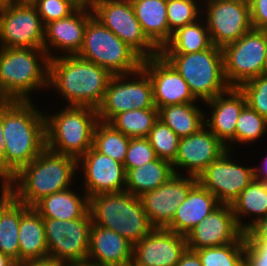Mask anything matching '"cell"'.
<instances>
[{"label": "cell", "instance_id": "5", "mask_svg": "<svg viewBox=\"0 0 267 266\" xmlns=\"http://www.w3.org/2000/svg\"><path fill=\"white\" fill-rule=\"evenodd\" d=\"M88 211L94 225L117 232L133 245L154 229L140 198L127 191L89 197Z\"/></svg>", "mask_w": 267, "mask_h": 266}, {"label": "cell", "instance_id": "6", "mask_svg": "<svg viewBox=\"0 0 267 266\" xmlns=\"http://www.w3.org/2000/svg\"><path fill=\"white\" fill-rule=\"evenodd\" d=\"M44 117L46 148L79 160L92 147L97 109L66 106Z\"/></svg>", "mask_w": 267, "mask_h": 266}, {"label": "cell", "instance_id": "24", "mask_svg": "<svg viewBox=\"0 0 267 266\" xmlns=\"http://www.w3.org/2000/svg\"><path fill=\"white\" fill-rule=\"evenodd\" d=\"M133 244L113 230L92 223L87 260L103 266H131Z\"/></svg>", "mask_w": 267, "mask_h": 266}, {"label": "cell", "instance_id": "54", "mask_svg": "<svg viewBox=\"0 0 267 266\" xmlns=\"http://www.w3.org/2000/svg\"><path fill=\"white\" fill-rule=\"evenodd\" d=\"M36 0H6L7 4H34Z\"/></svg>", "mask_w": 267, "mask_h": 266}, {"label": "cell", "instance_id": "40", "mask_svg": "<svg viewBox=\"0 0 267 266\" xmlns=\"http://www.w3.org/2000/svg\"><path fill=\"white\" fill-rule=\"evenodd\" d=\"M239 88L244 93L247 104L267 119V72L250 79Z\"/></svg>", "mask_w": 267, "mask_h": 266}, {"label": "cell", "instance_id": "26", "mask_svg": "<svg viewBox=\"0 0 267 266\" xmlns=\"http://www.w3.org/2000/svg\"><path fill=\"white\" fill-rule=\"evenodd\" d=\"M74 188L55 192L51 195L44 196L36 202L32 208L43 219L74 220L82 218L89 210V197L82 190L73 191Z\"/></svg>", "mask_w": 267, "mask_h": 266}, {"label": "cell", "instance_id": "23", "mask_svg": "<svg viewBox=\"0 0 267 266\" xmlns=\"http://www.w3.org/2000/svg\"><path fill=\"white\" fill-rule=\"evenodd\" d=\"M211 109L206 116L205 126L226 146L234 151L236 123L240 112L247 104L244 93L238 87H230L227 91L204 103ZM209 106V107H208ZM210 115V117H209Z\"/></svg>", "mask_w": 267, "mask_h": 266}, {"label": "cell", "instance_id": "49", "mask_svg": "<svg viewBox=\"0 0 267 266\" xmlns=\"http://www.w3.org/2000/svg\"><path fill=\"white\" fill-rule=\"evenodd\" d=\"M5 155V140L3 137V101H0V168L3 171V157Z\"/></svg>", "mask_w": 267, "mask_h": 266}, {"label": "cell", "instance_id": "32", "mask_svg": "<svg viewBox=\"0 0 267 266\" xmlns=\"http://www.w3.org/2000/svg\"><path fill=\"white\" fill-rule=\"evenodd\" d=\"M210 34L203 18L176 29L160 54H189L212 46Z\"/></svg>", "mask_w": 267, "mask_h": 266}, {"label": "cell", "instance_id": "56", "mask_svg": "<svg viewBox=\"0 0 267 266\" xmlns=\"http://www.w3.org/2000/svg\"><path fill=\"white\" fill-rule=\"evenodd\" d=\"M8 176L0 168V183L4 182Z\"/></svg>", "mask_w": 267, "mask_h": 266}, {"label": "cell", "instance_id": "36", "mask_svg": "<svg viewBox=\"0 0 267 266\" xmlns=\"http://www.w3.org/2000/svg\"><path fill=\"white\" fill-rule=\"evenodd\" d=\"M202 266H244L245 242L194 250Z\"/></svg>", "mask_w": 267, "mask_h": 266}, {"label": "cell", "instance_id": "38", "mask_svg": "<svg viewBox=\"0 0 267 266\" xmlns=\"http://www.w3.org/2000/svg\"><path fill=\"white\" fill-rule=\"evenodd\" d=\"M146 138L158 158L171 164L175 161L180 138L169 126L158 119Z\"/></svg>", "mask_w": 267, "mask_h": 266}, {"label": "cell", "instance_id": "58", "mask_svg": "<svg viewBox=\"0 0 267 266\" xmlns=\"http://www.w3.org/2000/svg\"><path fill=\"white\" fill-rule=\"evenodd\" d=\"M6 0H0V4L4 3Z\"/></svg>", "mask_w": 267, "mask_h": 266}, {"label": "cell", "instance_id": "57", "mask_svg": "<svg viewBox=\"0 0 267 266\" xmlns=\"http://www.w3.org/2000/svg\"><path fill=\"white\" fill-rule=\"evenodd\" d=\"M265 55H266V72H267V30H266V51H265Z\"/></svg>", "mask_w": 267, "mask_h": 266}, {"label": "cell", "instance_id": "31", "mask_svg": "<svg viewBox=\"0 0 267 266\" xmlns=\"http://www.w3.org/2000/svg\"><path fill=\"white\" fill-rule=\"evenodd\" d=\"M196 102L168 105L158 109V119L169 126L179 138L196 133L204 125L205 110Z\"/></svg>", "mask_w": 267, "mask_h": 266}, {"label": "cell", "instance_id": "22", "mask_svg": "<svg viewBox=\"0 0 267 266\" xmlns=\"http://www.w3.org/2000/svg\"><path fill=\"white\" fill-rule=\"evenodd\" d=\"M186 249V236L166 229H153L133 245L131 266H176Z\"/></svg>", "mask_w": 267, "mask_h": 266}, {"label": "cell", "instance_id": "29", "mask_svg": "<svg viewBox=\"0 0 267 266\" xmlns=\"http://www.w3.org/2000/svg\"><path fill=\"white\" fill-rule=\"evenodd\" d=\"M231 208L238 226L245 233L259 219L267 216V184L255 178L233 201ZM244 217L249 221L246 222Z\"/></svg>", "mask_w": 267, "mask_h": 266}, {"label": "cell", "instance_id": "53", "mask_svg": "<svg viewBox=\"0 0 267 266\" xmlns=\"http://www.w3.org/2000/svg\"><path fill=\"white\" fill-rule=\"evenodd\" d=\"M0 266H17V264L0 251Z\"/></svg>", "mask_w": 267, "mask_h": 266}, {"label": "cell", "instance_id": "13", "mask_svg": "<svg viewBox=\"0 0 267 266\" xmlns=\"http://www.w3.org/2000/svg\"><path fill=\"white\" fill-rule=\"evenodd\" d=\"M45 25L33 4H0V47L43 48Z\"/></svg>", "mask_w": 267, "mask_h": 266}, {"label": "cell", "instance_id": "19", "mask_svg": "<svg viewBox=\"0 0 267 266\" xmlns=\"http://www.w3.org/2000/svg\"><path fill=\"white\" fill-rule=\"evenodd\" d=\"M226 150V146L204 125L196 133L180 138L178 153L172 163L174 174L185 171L184 175L198 177Z\"/></svg>", "mask_w": 267, "mask_h": 266}, {"label": "cell", "instance_id": "28", "mask_svg": "<svg viewBox=\"0 0 267 266\" xmlns=\"http://www.w3.org/2000/svg\"><path fill=\"white\" fill-rule=\"evenodd\" d=\"M135 15L147 38L161 50L170 40L167 0H131Z\"/></svg>", "mask_w": 267, "mask_h": 266}, {"label": "cell", "instance_id": "3", "mask_svg": "<svg viewBox=\"0 0 267 266\" xmlns=\"http://www.w3.org/2000/svg\"><path fill=\"white\" fill-rule=\"evenodd\" d=\"M76 173L78 160L45 147L13 176L17 186V201L32 207L44 196L74 186Z\"/></svg>", "mask_w": 267, "mask_h": 266}, {"label": "cell", "instance_id": "44", "mask_svg": "<svg viewBox=\"0 0 267 266\" xmlns=\"http://www.w3.org/2000/svg\"><path fill=\"white\" fill-rule=\"evenodd\" d=\"M17 202V186L13 177L0 184V216Z\"/></svg>", "mask_w": 267, "mask_h": 266}, {"label": "cell", "instance_id": "50", "mask_svg": "<svg viewBox=\"0 0 267 266\" xmlns=\"http://www.w3.org/2000/svg\"><path fill=\"white\" fill-rule=\"evenodd\" d=\"M264 158L261 162L263 164L255 167V177L267 184V155Z\"/></svg>", "mask_w": 267, "mask_h": 266}, {"label": "cell", "instance_id": "7", "mask_svg": "<svg viewBox=\"0 0 267 266\" xmlns=\"http://www.w3.org/2000/svg\"><path fill=\"white\" fill-rule=\"evenodd\" d=\"M187 82L197 101L205 103L227 91L222 48L212 45L189 54H160Z\"/></svg>", "mask_w": 267, "mask_h": 266}, {"label": "cell", "instance_id": "20", "mask_svg": "<svg viewBox=\"0 0 267 266\" xmlns=\"http://www.w3.org/2000/svg\"><path fill=\"white\" fill-rule=\"evenodd\" d=\"M141 68L151 79L153 101L157 109L168 105L197 102L187 82L160 54L144 59Z\"/></svg>", "mask_w": 267, "mask_h": 266}, {"label": "cell", "instance_id": "12", "mask_svg": "<svg viewBox=\"0 0 267 266\" xmlns=\"http://www.w3.org/2000/svg\"><path fill=\"white\" fill-rule=\"evenodd\" d=\"M48 257L62 263L87 260L92 219L89 211L79 219H43Z\"/></svg>", "mask_w": 267, "mask_h": 266}, {"label": "cell", "instance_id": "52", "mask_svg": "<svg viewBox=\"0 0 267 266\" xmlns=\"http://www.w3.org/2000/svg\"><path fill=\"white\" fill-rule=\"evenodd\" d=\"M64 266H103V265L91 262L89 260H85V261H79V262L64 263Z\"/></svg>", "mask_w": 267, "mask_h": 266}, {"label": "cell", "instance_id": "34", "mask_svg": "<svg viewBox=\"0 0 267 266\" xmlns=\"http://www.w3.org/2000/svg\"><path fill=\"white\" fill-rule=\"evenodd\" d=\"M130 137L111 124L99 121L94 130L92 147L103 155L124 164Z\"/></svg>", "mask_w": 267, "mask_h": 266}, {"label": "cell", "instance_id": "47", "mask_svg": "<svg viewBox=\"0 0 267 266\" xmlns=\"http://www.w3.org/2000/svg\"><path fill=\"white\" fill-rule=\"evenodd\" d=\"M176 266H202V264L198 254L187 248L180 256Z\"/></svg>", "mask_w": 267, "mask_h": 266}, {"label": "cell", "instance_id": "30", "mask_svg": "<svg viewBox=\"0 0 267 266\" xmlns=\"http://www.w3.org/2000/svg\"><path fill=\"white\" fill-rule=\"evenodd\" d=\"M125 170V191L137 197L158 188L174 175L172 164L158 157L142 166Z\"/></svg>", "mask_w": 267, "mask_h": 266}, {"label": "cell", "instance_id": "39", "mask_svg": "<svg viewBox=\"0 0 267 266\" xmlns=\"http://www.w3.org/2000/svg\"><path fill=\"white\" fill-rule=\"evenodd\" d=\"M169 30L197 22L202 18V0H167Z\"/></svg>", "mask_w": 267, "mask_h": 266}, {"label": "cell", "instance_id": "27", "mask_svg": "<svg viewBox=\"0 0 267 266\" xmlns=\"http://www.w3.org/2000/svg\"><path fill=\"white\" fill-rule=\"evenodd\" d=\"M18 240L19 262L48 257L43 218L32 207L22 203Z\"/></svg>", "mask_w": 267, "mask_h": 266}, {"label": "cell", "instance_id": "48", "mask_svg": "<svg viewBox=\"0 0 267 266\" xmlns=\"http://www.w3.org/2000/svg\"><path fill=\"white\" fill-rule=\"evenodd\" d=\"M17 266H64V263L55 260L52 257L42 259H28L21 261Z\"/></svg>", "mask_w": 267, "mask_h": 266}, {"label": "cell", "instance_id": "2", "mask_svg": "<svg viewBox=\"0 0 267 266\" xmlns=\"http://www.w3.org/2000/svg\"><path fill=\"white\" fill-rule=\"evenodd\" d=\"M113 75L102 66L77 55L49 59L48 90L55 89L67 105L97 109Z\"/></svg>", "mask_w": 267, "mask_h": 266}, {"label": "cell", "instance_id": "25", "mask_svg": "<svg viewBox=\"0 0 267 266\" xmlns=\"http://www.w3.org/2000/svg\"><path fill=\"white\" fill-rule=\"evenodd\" d=\"M219 205L217 198L197 182L176 209L166 230L186 236Z\"/></svg>", "mask_w": 267, "mask_h": 266}, {"label": "cell", "instance_id": "4", "mask_svg": "<svg viewBox=\"0 0 267 266\" xmlns=\"http://www.w3.org/2000/svg\"><path fill=\"white\" fill-rule=\"evenodd\" d=\"M48 65L43 48L0 47V101H32L35 90L47 91Z\"/></svg>", "mask_w": 267, "mask_h": 266}, {"label": "cell", "instance_id": "33", "mask_svg": "<svg viewBox=\"0 0 267 266\" xmlns=\"http://www.w3.org/2000/svg\"><path fill=\"white\" fill-rule=\"evenodd\" d=\"M157 120V108L135 109L119 113L109 124L130 138H146Z\"/></svg>", "mask_w": 267, "mask_h": 266}, {"label": "cell", "instance_id": "8", "mask_svg": "<svg viewBox=\"0 0 267 266\" xmlns=\"http://www.w3.org/2000/svg\"><path fill=\"white\" fill-rule=\"evenodd\" d=\"M77 56L102 66L112 75L134 73L141 68L143 61L94 16L87 22L83 45Z\"/></svg>", "mask_w": 267, "mask_h": 266}, {"label": "cell", "instance_id": "15", "mask_svg": "<svg viewBox=\"0 0 267 266\" xmlns=\"http://www.w3.org/2000/svg\"><path fill=\"white\" fill-rule=\"evenodd\" d=\"M232 153L233 151L226 150L197 177L198 182L213 194L220 204L231 205L256 178L255 166L246 167L242 166L240 161H233Z\"/></svg>", "mask_w": 267, "mask_h": 266}, {"label": "cell", "instance_id": "21", "mask_svg": "<svg viewBox=\"0 0 267 266\" xmlns=\"http://www.w3.org/2000/svg\"><path fill=\"white\" fill-rule=\"evenodd\" d=\"M92 16V10L77 8L69 16L46 24L43 49L48 58L58 57L59 54L77 55L83 45L87 22Z\"/></svg>", "mask_w": 267, "mask_h": 266}, {"label": "cell", "instance_id": "42", "mask_svg": "<svg viewBox=\"0 0 267 266\" xmlns=\"http://www.w3.org/2000/svg\"><path fill=\"white\" fill-rule=\"evenodd\" d=\"M33 5L44 25L53 20L65 18L77 9L68 0H36Z\"/></svg>", "mask_w": 267, "mask_h": 266}, {"label": "cell", "instance_id": "51", "mask_svg": "<svg viewBox=\"0 0 267 266\" xmlns=\"http://www.w3.org/2000/svg\"><path fill=\"white\" fill-rule=\"evenodd\" d=\"M74 6L81 9L92 10L97 0H68Z\"/></svg>", "mask_w": 267, "mask_h": 266}, {"label": "cell", "instance_id": "35", "mask_svg": "<svg viewBox=\"0 0 267 266\" xmlns=\"http://www.w3.org/2000/svg\"><path fill=\"white\" fill-rule=\"evenodd\" d=\"M21 219V203L16 202L0 216V251L19 263L18 231Z\"/></svg>", "mask_w": 267, "mask_h": 266}, {"label": "cell", "instance_id": "11", "mask_svg": "<svg viewBox=\"0 0 267 266\" xmlns=\"http://www.w3.org/2000/svg\"><path fill=\"white\" fill-rule=\"evenodd\" d=\"M92 12L143 60L160 54V50L144 34L131 0H97Z\"/></svg>", "mask_w": 267, "mask_h": 266}, {"label": "cell", "instance_id": "45", "mask_svg": "<svg viewBox=\"0 0 267 266\" xmlns=\"http://www.w3.org/2000/svg\"><path fill=\"white\" fill-rule=\"evenodd\" d=\"M249 9L253 28L267 30V0H250Z\"/></svg>", "mask_w": 267, "mask_h": 266}, {"label": "cell", "instance_id": "18", "mask_svg": "<svg viewBox=\"0 0 267 266\" xmlns=\"http://www.w3.org/2000/svg\"><path fill=\"white\" fill-rule=\"evenodd\" d=\"M233 242H245V235L228 204H220L186 235L187 248L193 251Z\"/></svg>", "mask_w": 267, "mask_h": 266}, {"label": "cell", "instance_id": "43", "mask_svg": "<svg viewBox=\"0 0 267 266\" xmlns=\"http://www.w3.org/2000/svg\"><path fill=\"white\" fill-rule=\"evenodd\" d=\"M244 266H267V242H245Z\"/></svg>", "mask_w": 267, "mask_h": 266}, {"label": "cell", "instance_id": "10", "mask_svg": "<svg viewBox=\"0 0 267 266\" xmlns=\"http://www.w3.org/2000/svg\"><path fill=\"white\" fill-rule=\"evenodd\" d=\"M266 30L252 28L222 48L224 76L230 87H240L266 72Z\"/></svg>", "mask_w": 267, "mask_h": 266}, {"label": "cell", "instance_id": "14", "mask_svg": "<svg viewBox=\"0 0 267 266\" xmlns=\"http://www.w3.org/2000/svg\"><path fill=\"white\" fill-rule=\"evenodd\" d=\"M202 18L212 44L219 48L237 41L253 28L249 3L202 1Z\"/></svg>", "mask_w": 267, "mask_h": 266}, {"label": "cell", "instance_id": "9", "mask_svg": "<svg viewBox=\"0 0 267 266\" xmlns=\"http://www.w3.org/2000/svg\"><path fill=\"white\" fill-rule=\"evenodd\" d=\"M156 108L149 75L140 68L131 74L113 75L97 108L99 121L109 123L119 113Z\"/></svg>", "mask_w": 267, "mask_h": 266}, {"label": "cell", "instance_id": "46", "mask_svg": "<svg viewBox=\"0 0 267 266\" xmlns=\"http://www.w3.org/2000/svg\"><path fill=\"white\" fill-rule=\"evenodd\" d=\"M244 235L245 242H267V216L259 219Z\"/></svg>", "mask_w": 267, "mask_h": 266}, {"label": "cell", "instance_id": "16", "mask_svg": "<svg viewBox=\"0 0 267 266\" xmlns=\"http://www.w3.org/2000/svg\"><path fill=\"white\" fill-rule=\"evenodd\" d=\"M174 174L158 188L143 193L139 198L154 229H166L172 222L178 206L189 190L198 182L197 177Z\"/></svg>", "mask_w": 267, "mask_h": 266}, {"label": "cell", "instance_id": "1", "mask_svg": "<svg viewBox=\"0 0 267 266\" xmlns=\"http://www.w3.org/2000/svg\"><path fill=\"white\" fill-rule=\"evenodd\" d=\"M32 101H3V172L15 176L46 147L44 112Z\"/></svg>", "mask_w": 267, "mask_h": 266}, {"label": "cell", "instance_id": "55", "mask_svg": "<svg viewBox=\"0 0 267 266\" xmlns=\"http://www.w3.org/2000/svg\"><path fill=\"white\" fill-rule=\"evenodd\" d=\"M202 1H221V0H202ZM223 1H235V2H241V3H249L250 0H223Z\"/></svg>", "mask_w": 267, "mask_h": 266}, {"label": "cell", "instance_id": "41", "mask_svg": "<svg viewBox=\"0 0 267 266\" xmlns=\"http://www.w3.org/2000/svg\"><path fill=\"white\" fill-rule=\"evenodd\" d=\"M156 158L154 149L147 138H130L123 165L125 169H132L149 163Z\"/></svg>", "mask_w": 267, "mask_h": 266}, {"label": "cell", "instance_id": "37", "mask_svg": "<svg viewBox=\"0 0 267 266\" xmlns=\"http://www.w3.org/2000/svg\"><path fill=\"white\" fill-rule=\"evenodd\" d=\"M266 132L267 119L246 104L236 123L235 145L254 144L252 142L264 138Z\"/></svg>", "mask_w": 267, "mask_h": 266}, {"label": "cell", "instance_id": "17", "mask_svg": "<svg viewBox=\"0 0 267 266\" xmlns=\"http://www.w3.org/2000/svg\"><path fill=\"white\" fill-rule=\"evenodd\" d=\"M80 171L83 172V181L80 183L88 197L100 193L125 191L126 170L124 165L97 152L93 147L78 160V172L81 173Z\"/></svg>", "mask_w": 267, "mask_h": 266}]
</instances>
